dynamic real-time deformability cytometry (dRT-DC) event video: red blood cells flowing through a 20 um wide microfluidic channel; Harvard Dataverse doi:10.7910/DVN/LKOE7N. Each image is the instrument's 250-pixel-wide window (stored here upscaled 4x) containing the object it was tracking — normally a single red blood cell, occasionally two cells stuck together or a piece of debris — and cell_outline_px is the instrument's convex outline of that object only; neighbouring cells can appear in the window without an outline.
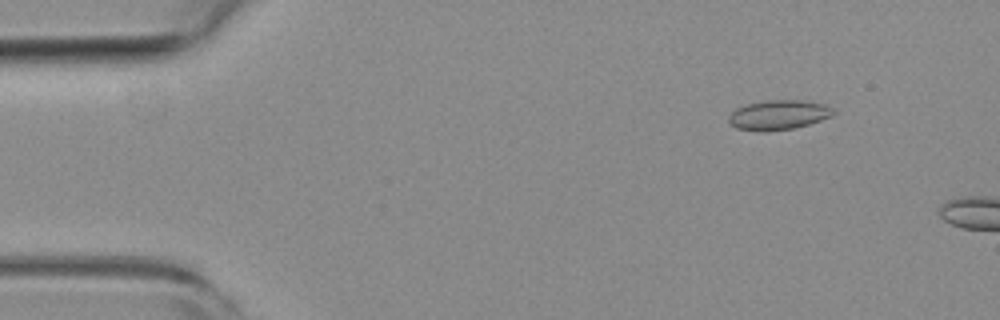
{"species": "common noctule bat (a hibernating species)", "species_latin": "Nyctalus noctula", "temperature_condition": "room temperature", "stored_images_in_passage": 10, "camera_frame_rate_fps": 3000, "um_per_image_px": 0.085, "animal": {"sex": "female", "body_mass_g": 19.3, "forearm_length_mm": 54.1}, "frame": {"image": 1, "passage_image": 6, "time_ms": 1.667, "image_size_px": [1000, 320], "cell_outline_px": [[836, 112], [832, 116], [808, 124], [792, 128], [764, 132], [760, 132], [736, 128], [728, 120], [728, 116], [736, 108], [748, 104], [764, 100], [804, 100], [824, 104], [832, 108]], "centroid_in_image_um": [66.17, 9.76], "position_along_channel_um": 18.8, "area_um2": 18.09}}